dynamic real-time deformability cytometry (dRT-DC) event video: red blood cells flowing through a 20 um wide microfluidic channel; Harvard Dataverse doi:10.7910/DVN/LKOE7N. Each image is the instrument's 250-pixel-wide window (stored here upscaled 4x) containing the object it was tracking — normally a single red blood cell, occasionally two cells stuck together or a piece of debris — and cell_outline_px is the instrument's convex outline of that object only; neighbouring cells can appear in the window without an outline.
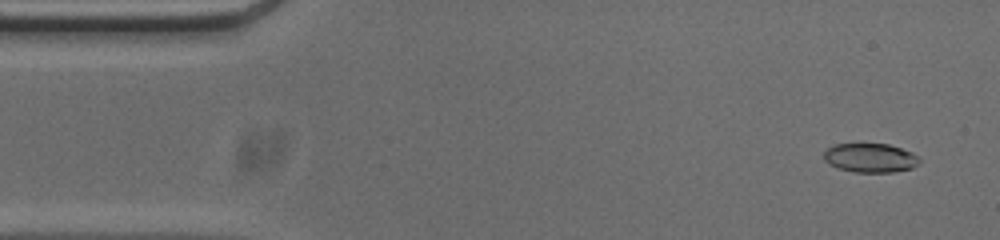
{"species": "common noctule bat (a hibernating species)", "species_latin": "Nyctalus noctula", "temperature_condition": "cold", "stored_images_in_passage": 53, "camera_frame_rate_fps": 3000, "um_per_image_px": 0.085, "animal": {"sex": "male", "body_mass_g": 20.0, "forearm_length_mm": 53.3}, "frame": {"image": 1, "passage_image": 3, "time_ms": 0.667, "image_size_px": [1000, 240], "cell_outline_px": [[920, 160], [912, 168], [892, 172], [856, 172], [840, 168], [828, 164], [824, 160], [824, 152], [828, 148], [836, 144], [888, 144], [912, 152], [920, 156]], "centroid_in_image_um": [73.98, 13.41], "position_along_channel_um": 11.0, "area_um2": 16.07}}
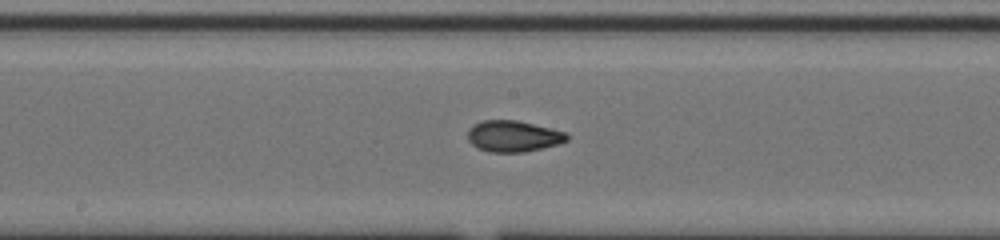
{"frame": {"image": 2, "passage_image": 26, "time_ms": 8.333, "image_size_px": [1000, 240], "cell_outline_px": [[568, 140], [560, 144], [524, 152], [488, 152], [476, 148], [468, 140], [468, 128], [472, 124], [484, 120], [516, 120], [552, 128], [568, 132]], "centroid_in_image_um": [43.63, 11.57], "position_along_channel_um": 204.6, "area_um2": 18.32}}
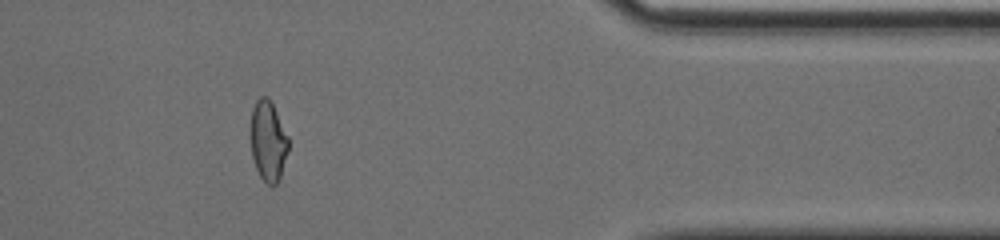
{"frame": {"image": 3, "passage_image": 43, "time_ms": 14.0, "image_size_px": [1000, 240], "cell_outline_px": [[288, 148], [280, 176], [276, 184], [268, 184], [260, 176], [256, 168], [252, 156], [248, 132], [252, 108], [256, 100], [260, 96], [268, 96], [288, 136]], "centroid_in_image_um": [22.73, 11.93], "position_along_channel_um": 388.7, "area_um2": 17.8}, "authors_computed_cell_mechanics": {"area_um2": 17.8024, "velocity_mm_per_s": 3.7956, "shape_relaxation_time_tau1_ms": 10.1711, "shape_relaxation_time_tau2_ms": 1.456, "deformation_change_tau1": 0.2415, "deformation_change_tau2": 0.0598}}